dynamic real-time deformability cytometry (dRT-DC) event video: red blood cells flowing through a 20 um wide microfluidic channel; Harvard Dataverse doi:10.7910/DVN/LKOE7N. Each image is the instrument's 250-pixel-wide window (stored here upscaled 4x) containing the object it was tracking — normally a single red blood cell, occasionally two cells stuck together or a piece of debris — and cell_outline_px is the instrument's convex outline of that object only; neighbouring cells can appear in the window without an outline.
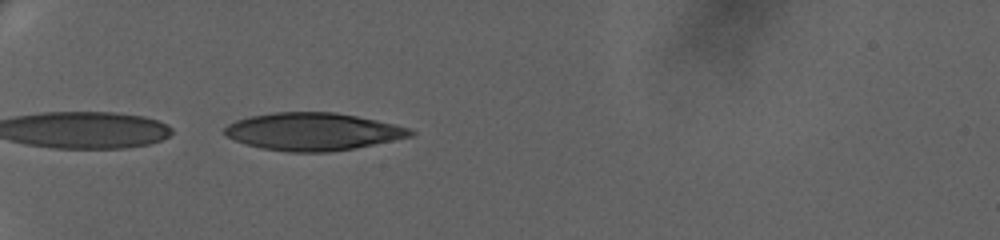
{"species": "human", "species_latin": "Homo sapiens", "temperature_condition": "warm", "stored_images_in_passage": 44, "camera_frame_rate_fps": 3000, "um_per_image_px": 0.085, "donor": {"sex": "female"}, "frame": {"image": 1, "passage_image": 1, "time_ms": 0.0, "image_size_px": [1000, 240], "cell_outline_px": [[416, 132], [412, 136], [356, 148], [328, 152], [288, 152], [260, 148], [236, 140], [228, 136], [224, 132], [224, 128], [228, 124], [236, 120], [252, 116], [276, 112], [336, 112], [376, 120], [408, 128]], "centroid_in_image_um": [26.6, 11.19], "position_along_channel_um": 58.4, "area_um2": 40.4}}
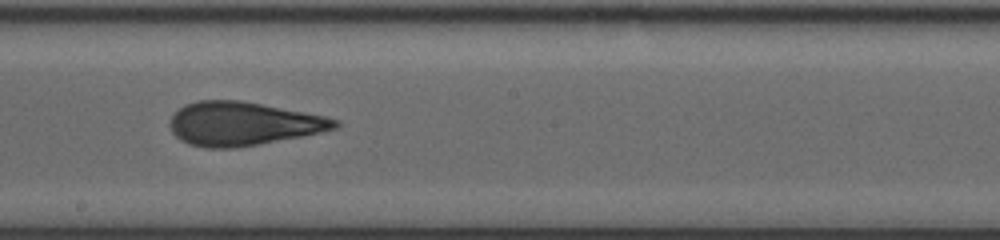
{"frame": {"image": 2, "passage_image": 19, "time_ms": 6.0, "image_size_px": [1000, 240], "cell_outline_px": [[340, 124], [336, 128], [320, 132], [300, 136], [236, 148], [204, 148], [188, 144], [180, 140], [172, 132], [168, 124], [172, 116], [184, 104], [200, 100], [240, 100], [324, 116], [340, 120]], "centroid_in_image_um": [20.6, 10.52], "position_along_channel_um": 227.6, "area_um2": 41.67}}
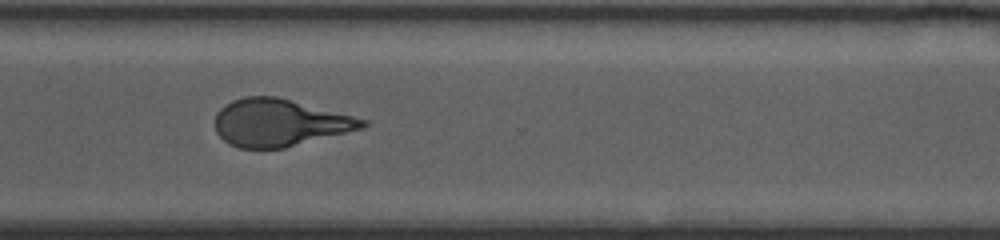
{"frame": {"image": 3, "passage_image": 30, "time_ms": 9.667, "image_size_px": [1000, 240], "cell_outline_px": [[368, 124], [364, 128], [284, 148], [240, 148], [228, 144], [216, 132], [216, 112], [224, 104], [232, 100], [244, 96], [276, 96], [368, 120]], "centroid_in_image_um": [23.74, 10.43], "position_along_channel_um": 346.9, "area_um2": 40.46}, "authors_computed_cell_mechanics": {"area_um2": 41.5871, "velocity_mm_per_s": 3.262, "shape_relaxation_time_tau1_ms": 8.0635, "shape_relaxation_time_tau2_ms": 1.7348, "deformation_change_tau1": 0.2594, "deformation_change_tau2": 0.1033}}